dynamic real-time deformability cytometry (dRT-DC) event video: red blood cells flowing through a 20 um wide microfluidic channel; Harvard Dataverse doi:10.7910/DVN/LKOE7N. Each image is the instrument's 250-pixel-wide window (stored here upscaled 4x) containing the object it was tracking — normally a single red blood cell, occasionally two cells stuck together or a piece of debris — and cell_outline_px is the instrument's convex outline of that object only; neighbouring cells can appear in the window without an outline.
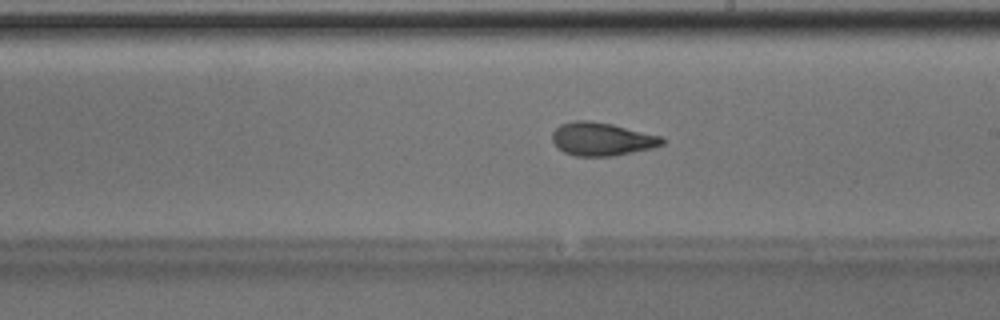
{"species": "Egyptian fruit bat (a non-hibernating species)", "species_latin": "Rousettus aegyptiacus", "temperature_condition": "room temperature", "stored_images_in_passage": 38, "camera_frame_rate_fps": 3000, "um_per_image_px": 0.085, "animal": {"sex": "male"}, "frame": {"image": 1, "passage_image": 17, "time_ms": 5.333, "image_size_px": [1000, 320], "cell_outline_px": [[664, 144], [652, 148], [612, 156], [576, 156], [564, 152], [552, 140], [552, 132], [560, 124], [572, 120], [592, 120], [612, 124], [664, 136]], "centroid_in_image_um": [51.17, 11.8], "position_along_channel_um": 237.8, "area_um2": 21.39}, "authors_computed_cell_mechanics": {"area_um2": 21.3282, "velocity_mm_per_s": 4.0329, "shape_relaxation_time_tau1_ms": 4.5941, "shape_relaxation_time_tau2_ms": 1.7775, "deformation_change_tau1": 0.1427, "deformation_change_tau2": 0.0922}}